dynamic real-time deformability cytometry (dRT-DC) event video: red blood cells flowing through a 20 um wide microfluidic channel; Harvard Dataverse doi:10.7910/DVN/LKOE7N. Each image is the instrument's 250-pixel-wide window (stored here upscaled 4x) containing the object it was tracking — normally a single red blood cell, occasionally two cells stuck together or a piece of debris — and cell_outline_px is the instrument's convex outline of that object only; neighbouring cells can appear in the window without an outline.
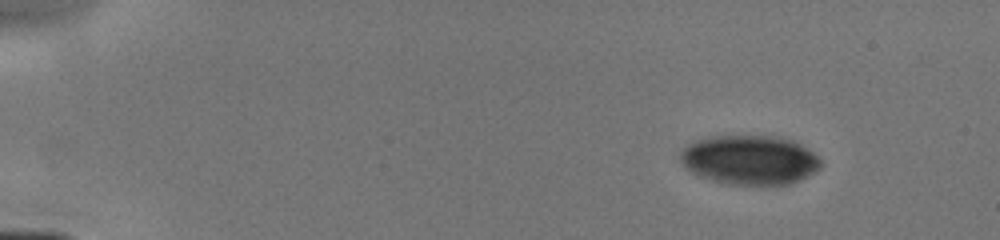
{"species": "human", "species_latin": "Homo sapiens", "temperature_condition": "cold", "stored_images_in_passage": 5, "segment_of_instrument_passage": [1, 2], "camera_frame_rate_fps": 3000, "um_per_image_px": 0.085, "donor": {"sex": "male"}, "frame": {"image": 1, "passage_image": 1, "time_ms": 0.0, "image_size_px": [1000, 240], "cell_outline_px": [[824, 164], [816, 172], [800, 180], [788, 184], [728, 184], [700, 176], [692, 172], [680, 160], [680, 152], [688, 144], [704, 136], [780, 136], [792, 140], [800, 144], [812, 152]], "centroid_in_image_um": [63.74, 13.58], "position_along_channel_um": 21.3, "area_um2": 40.34}}